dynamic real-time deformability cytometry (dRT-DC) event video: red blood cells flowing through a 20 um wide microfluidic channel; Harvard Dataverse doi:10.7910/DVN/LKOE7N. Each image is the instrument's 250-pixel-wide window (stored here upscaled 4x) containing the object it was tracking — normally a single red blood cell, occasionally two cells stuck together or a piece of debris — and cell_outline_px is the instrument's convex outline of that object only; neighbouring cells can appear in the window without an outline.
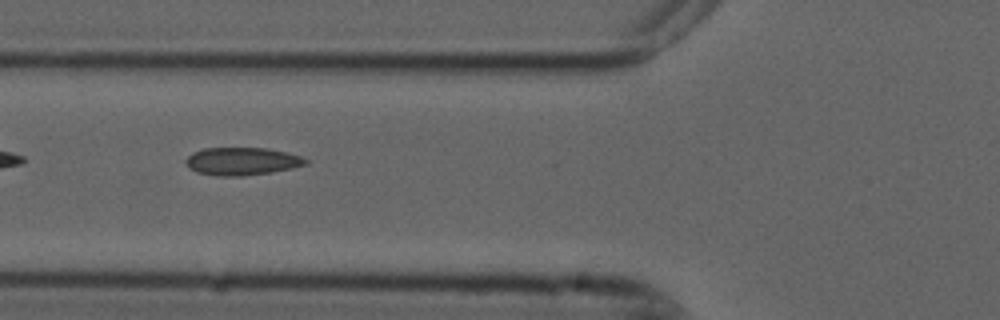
{"species": "common noctule bat (a hibernating species)", "species_latin": "Nyctalus noctula", "temperature_condition": "cold", "stored_images_in_passage": 5, "camera_frame_rate_fps": 3000, "um_per_image_px": 0.085, "animal": {"sex": "male", "forearm_length_mm": 52.5}, "frame": {"image": 1, "passage_image": 5, "time_ms": 1.333, "image_size_px": [1000, 320], "cell_outline_px": [[308, 164], [292, 168], [272, 172], [240, 176], [220, 176], [196, 172], [188, 168], [184, 160], [192, 152], [204, 148], [268, 148], [300, 156], [308, 160]], "centroid_in_image_um": [20.53, 13.71], "position_along_channel_um": 105.3, "area_um2": 19.42}}